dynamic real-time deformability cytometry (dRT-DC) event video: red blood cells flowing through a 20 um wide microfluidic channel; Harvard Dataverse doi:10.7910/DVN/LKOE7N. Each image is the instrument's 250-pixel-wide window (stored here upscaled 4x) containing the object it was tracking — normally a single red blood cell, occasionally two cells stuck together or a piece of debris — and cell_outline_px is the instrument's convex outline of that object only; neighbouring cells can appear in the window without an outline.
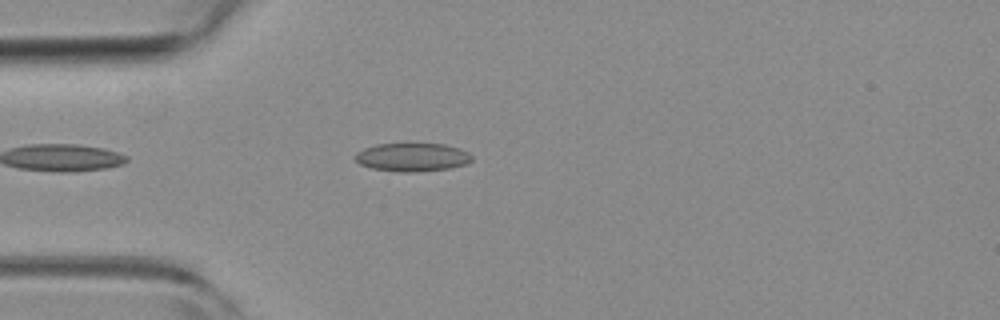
{"species": "common noctule bat (a hibernating species)", "species_latin": "Nyctalus noctula", "temperature_condition": "room temperature", "stored_images_in_passage": 2, "camera_frame_rate_fps": 3000, "um_per_image_px": 0.085, "animal": {"sex": "female", "body_mass_g": 19.3, "forearm_length_mm": 54.1}, "frame": {"image": 1, "passage_image": 1, "time_ms": 0.0, "image_size_px": [1000, 320], "cell_outline_px": [[472, 160], [468, 164], [452, 168], [416, 172], [396, 172], [372, 168], [360, 164], [356, 160], [356, 152], [364, 148], [376, 144], [444, 144], [460, 148], [468, 152], [472, 156]], "centroid_in_image_um": [35.08, 13.37], "position_along_channel_um": 49.9, "area_um2": 19.42}}